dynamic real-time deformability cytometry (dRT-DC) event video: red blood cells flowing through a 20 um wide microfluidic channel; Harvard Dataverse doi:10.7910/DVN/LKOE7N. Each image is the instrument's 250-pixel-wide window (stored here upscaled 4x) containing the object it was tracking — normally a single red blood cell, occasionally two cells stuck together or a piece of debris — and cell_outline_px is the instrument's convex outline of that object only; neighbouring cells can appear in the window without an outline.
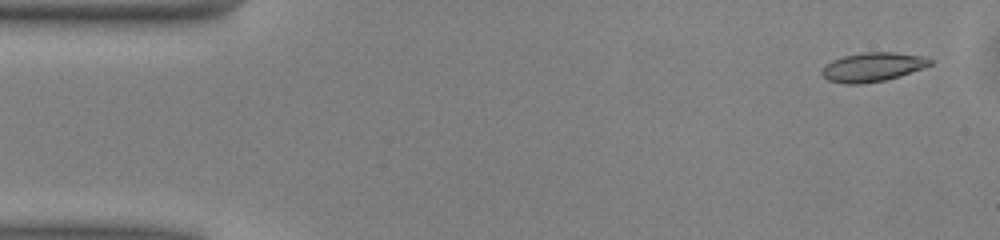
{"species": "common noctule bat (a hibernating species)", "species_latin": "Nyctalus noctula", "temperature_condition": "warm", "stored_images_in_passage": 12, "camera_frame_rate_fps": 3000, "um_per_image_px": 0.085, "animal": {"sex": "male", "body_mass_g": 13.0, "forearm_length_mm": 53.1}, "frame": {"image": 1, "passage_image": 2, "time_ms": 0.333, "image_size_px": [1000, 240], "cell_outline_px": [[932, 64], [924, 68], [900, 76], [884, 80], [860, 84], [844, 84], [828, 80], [820, 72], [832, 60], [844, 56], [864, 52], [896, 52], [928, 56], [932, 60]], "centroid_in_image_um": [74.23, 5.69], "position_along_channel_um": 10.8, "area_um2": 18.38}}